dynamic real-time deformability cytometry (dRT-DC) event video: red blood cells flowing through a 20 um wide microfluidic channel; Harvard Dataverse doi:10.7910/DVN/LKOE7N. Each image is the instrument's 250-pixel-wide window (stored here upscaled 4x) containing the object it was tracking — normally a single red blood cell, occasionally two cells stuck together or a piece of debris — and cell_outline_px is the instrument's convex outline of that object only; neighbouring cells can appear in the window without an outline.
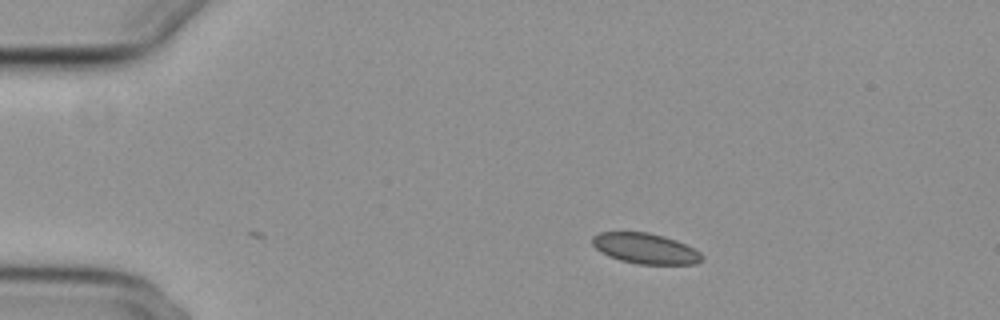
{"species": "common noctule bat (a hibernating species)", "species_latin": "Nyctalus noctula", "temperature_condition": "cold", "stored_images_in_passage": 2, "camera_frame_rate_fps": 3000, "um_per_image_px": 0.085, "animal": {"sex": "female", "body_mass_g": 29.2, "forearm_length_mm": 56.3}, "frame": {"image": 1, "passage_image": 2, "time_ms": 0.333, "image_size_px": [1000, 320], "cell_outline_px": [[704, 260], [696, 264], [636, 264], [620, 260], [608, 256], [600, 252], [592, 244], [592, 236], [600, 232], [648, 232], [664, 236], [676, 240], [700, 252], [704, 256]], "centroid_in_image_um": [54.85, 21.13], "position_along_channel_um": 30.1, "area_um2": 19.59}}